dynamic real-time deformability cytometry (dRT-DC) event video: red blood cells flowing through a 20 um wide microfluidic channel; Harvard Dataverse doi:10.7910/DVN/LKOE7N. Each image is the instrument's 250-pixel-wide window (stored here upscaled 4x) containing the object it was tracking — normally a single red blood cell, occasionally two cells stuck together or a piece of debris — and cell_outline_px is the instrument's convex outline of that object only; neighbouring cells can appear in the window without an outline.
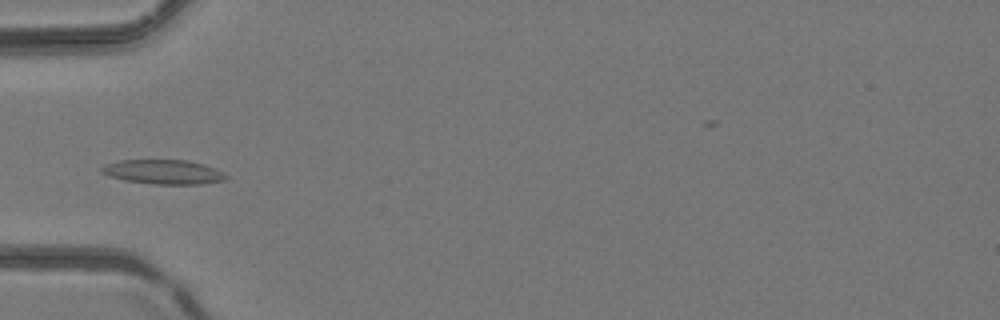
{"species": "common noctule bat (a hibernating species)", "species_latin": "Nyctalus noctula", "temperature_condition": "room temperature", "stored_images_in_passage": 4, "camera_frame_rate_fps": 3000, "um_per_image_px": 0.085, "animal": {"sex": "female", "body_mass_g": 24.6, "forearm_length_mm": 56.2}, "frame": {"image": 1, "passage_image": 4, "time_ms": 1.0, "image_size_px": [1000, 320], "cell_outline_px": [[228, 176], [224, 180], [204, 184], [152, 184], [124, 180], [108, 176], [100, 172], [100, 168], [104, 164], [120, 160], [188, 160], [204, 164], [216, 168], [224, 172]], "centroid_in_image_um": [13.89, 14.61], "position_along_channel_um": 71.1, "area_um2": 17.92}}